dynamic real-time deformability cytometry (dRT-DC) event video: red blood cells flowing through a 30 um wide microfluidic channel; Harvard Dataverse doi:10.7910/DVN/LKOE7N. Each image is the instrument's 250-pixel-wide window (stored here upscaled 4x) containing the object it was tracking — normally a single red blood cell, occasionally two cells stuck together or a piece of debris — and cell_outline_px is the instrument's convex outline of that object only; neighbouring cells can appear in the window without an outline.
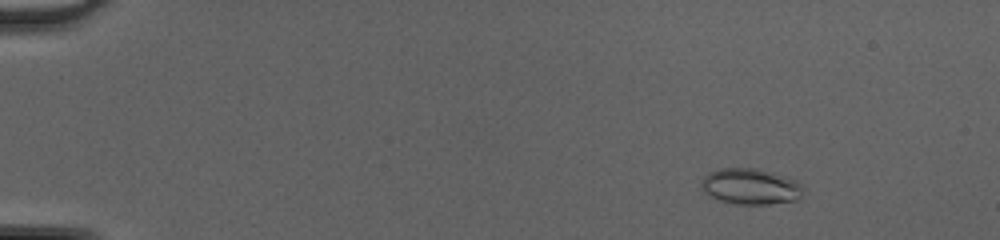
{"species": "common noctule bat (a hibernating species)", "species_latin": "Nyctalus noctula", "temperature_condition": "cold", "stored_images_in_passage": 51, "camera_frame_rate_fps": 3000, "um_per_image_px": 0.085, "animal": {"sex": "female", "body_mass_g": 20.0, "forearm_length_mm": 54.0}, "frame": {"image": 1, "passage_image": 8, "time_ms": 2.333, "image_size_px": [1000, 240], "cell_outline_px": [[800, 200], [768, 204], [736, 204], [720, 200], [708, 196], [700, 188], [700, 184], [704, 176], [708, 172], [720, 168], [756, 168], [772, 172], [796, 180], [800, 184]], "centroid_in_image_um": [63.74, 15.85], "position_along_channel_um": 21.3, "area_um2": 21.39}}
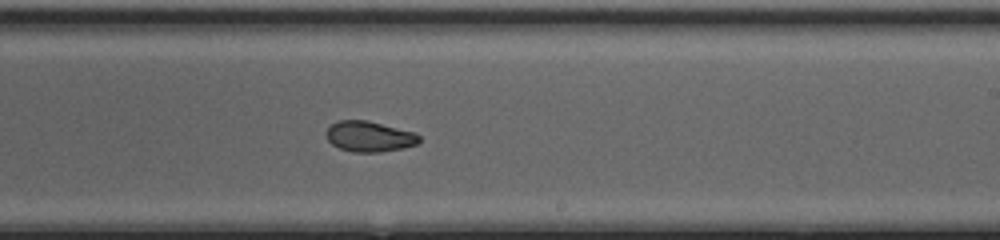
{"frame": {"image": 2, "passage_image": 33, "time_ms": 10.667, "image_size_px": [1000, 240], "cell_outline_px": [[420, 140], [416, 144], [404, 148], [380, 152], [352, 152], [340, 148], [332, 144], [328, 140], [324, 132], [336, 120], [368, 120], [416, 132], [420, 136]], "centroid_in_image_um": [31.39, 11.59], "position_along_channel_um": 257.6, "area_um2": 16.76}}
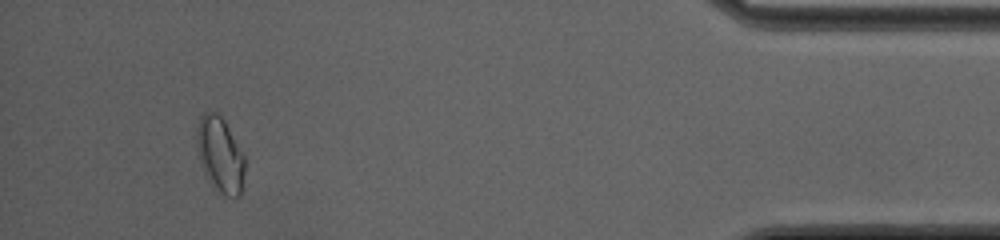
{"frame": {"image": 3, "passage_image": 48, "time_ms": 15.667, "image_size_px": [1000, 240], "cell_outline_px": [[244, 172], [240, 196], [228, 196], [216, 192], [212, 188], [200, 164], [196, 148], [196, 132], [200, 116], [204, 112], [216, 112], [224, 120], [244, 156]], "centroid_in_image_um": [18.67, 13.17], "position_along_channel_um": 416.5, "area_um2": 21.15}, "authors_computed_cell_mechanics": {"area_um2": 18.496, "velocity_mm_per_s": 4.2885, "shape_relaxation_time_tau1_ms": null, "shape_relaxation_time_tau2_ms": 1.9329, "deformation_change_tau1": null, "deformation_change_tau2": 0.0583}}